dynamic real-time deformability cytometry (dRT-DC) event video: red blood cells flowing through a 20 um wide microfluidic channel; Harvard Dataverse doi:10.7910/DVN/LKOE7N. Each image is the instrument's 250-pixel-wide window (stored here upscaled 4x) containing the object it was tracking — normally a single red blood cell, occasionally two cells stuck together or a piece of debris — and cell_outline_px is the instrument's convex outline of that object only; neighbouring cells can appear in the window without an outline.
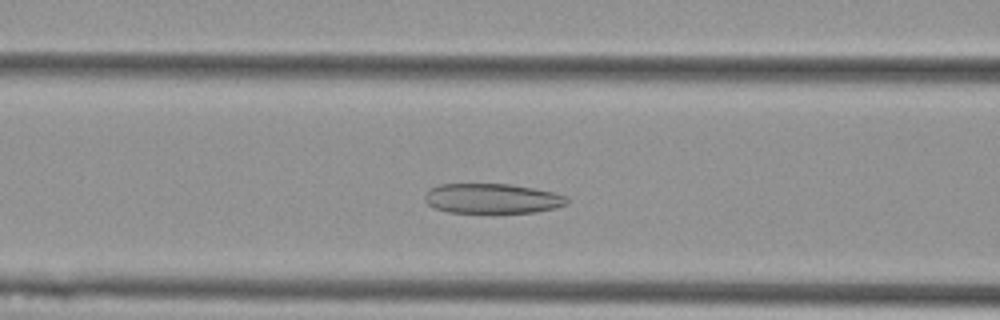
{"species": "Egyptian fruit bat (a non-hibernating species)", "species_latin": "Rousettus aegyptiacus", "temperature_condition": "cold", "stored_images_in_passage": 47, "camera_frame_rate_fps": 3000, "um_per_image_px": 0.085, "animal": {"sex": "female"}, "frame": {"image": 1, "passage_image": 14, "time_ms": 4.333, "image_size_px": [1000, 320], "cell_outline_px": [[568, 204], [556, 208], [536, 212], [448, 212], [436, 208], [428, 204], [424, 200], [424, 196], [428, 188], [440, 184], [508, 184], [536, 188], [568, 196]], "centroid_in_image_um": [41.85, 16.86], "position_along_channel_um": 124.8, "area_um2": 24.85}}
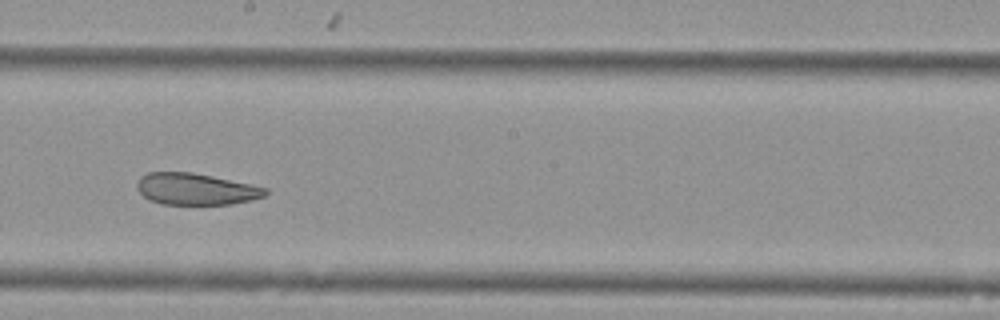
{"frame": {"image": 2, "passage_image": 23, "time_ms": 7.333, "image_size_px": [1000, 320], "cell_outline_px": [[268, 192], [264, 196], [252, 200], [232, 204], [164, 204], [148, 200], [136, 188], [136, 184], [140, 176], [148, 172], [192, 172], [212, 176], [268, 188]], "centroid_in_image_um": [16.62, 16.07], "position_along_channel_um": 231.6, "area_um2": 23.64}}
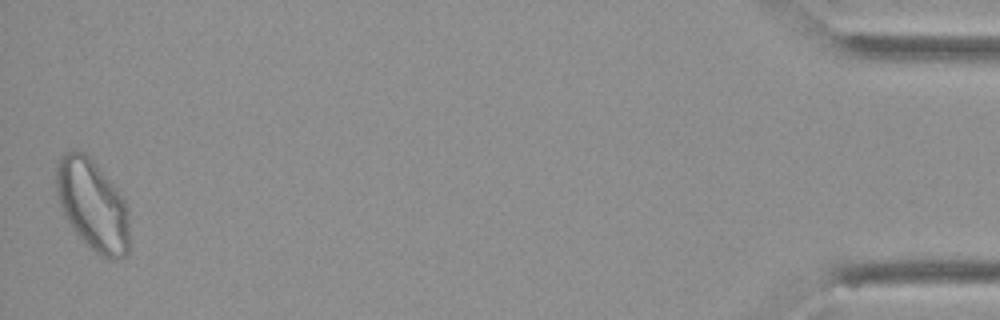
{"frame": {"image": 3, "passage_image": 47, "time_ms": 15.333, "image_size_px": [1000, 320], "cell_outline_px": [[128, 252], [124, 256], [116, 260], [108, 260], [96, 256], [76, 232], [68, 220], [60, 204], [56, 192], [56, 164], [60, 156], [64, 152], [84, 152], [96, 164], [112, 184], [124, 200], [128, 208]], "centroid_in_image_um": [7.87, 17.47], "position_along_channel_um": 427.3, "area_um2": 38.55}, "authors_computed_cell_mechanics": {"area_um2": 28.3798, "velocity_mm_per_s": 3.5749, "shape_relaxation_time_tau1_ms": null, "shape_relaxation_time_tau2_ms": 2.5077, "deformation_change_tau1": null, "deformation_change_tau2": 0.101}}